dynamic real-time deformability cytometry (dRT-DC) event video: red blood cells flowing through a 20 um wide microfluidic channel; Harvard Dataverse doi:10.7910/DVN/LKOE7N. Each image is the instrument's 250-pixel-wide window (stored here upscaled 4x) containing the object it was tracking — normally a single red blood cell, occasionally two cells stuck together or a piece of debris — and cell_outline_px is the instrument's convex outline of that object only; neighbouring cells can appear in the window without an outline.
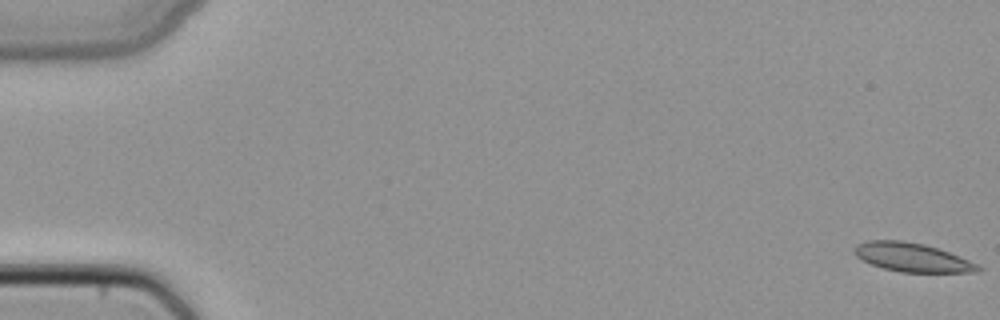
{"species": "common noctule bat (a hibernating species)", "species_latin": "Nyctalus noctula", "temperature_condition": "cold", "stored_images_in_passage": 6, "camera_frame_rate_fps": 3000, "um_per_image_px": 0.085, "animal": {"sex": "female", "body_mass_g": 22.7, "forearm_length_mm": 54.2}, "frame": {"image": 1, "passage_image": 1, "time_ms": 0.0, "image_size_px": [1000, 320], "cell_outline_px": [[984, 268], [980, 272], [900, 272], [884, 268], [872, 264], [856, 256], [852, 252], [852, 248], [856, 244], [868, 240], [904, 240], [924, 244], [960, 256], [980, 264]], "centroid_in_image_um": [77.55, 21.87], "position_along_channel_um": 7.4, "area_um2": 20.92}}
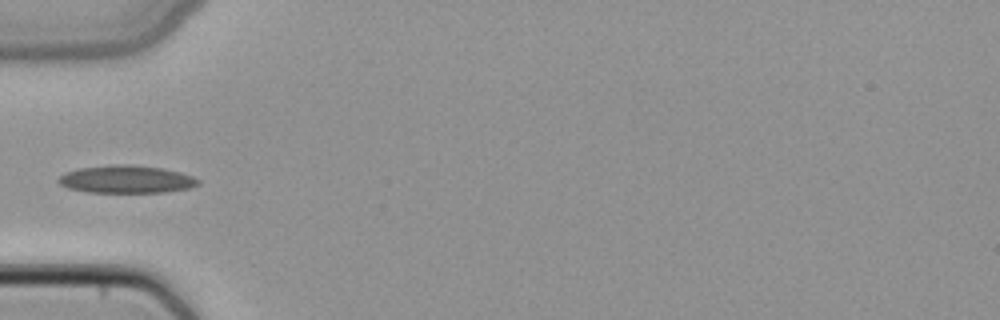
{"frame": {"image": 2, "passage_image": 5, "time_ms": 1.333, "image_size_px": [1000, 320], "cell_outline_px": [[200, 184], [188, 188], [164, 192], [88, 192], [68, 188], [60, 184], [56, 180], [64, 172], [80, 168], [112, 164], [132, 164], [164, 168], [180, 172], [192, 176], [200, 180]], "centroid_in_image_um": [10.73, 15.23], "position_along_channel_um": 74.3, "area_um2": 22.66}}
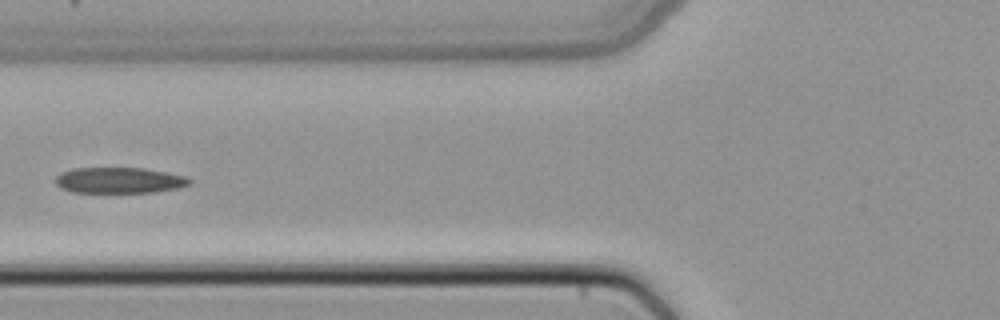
{"frame": {"image": 3, "passage_image": 6, "time_ms": 1.667, "image_size_px": [1000, 320], "cell_outline_px": [[192, 180], [188, 184], [176, 188], [152, 192], [72, 192], [60, 188], [56, 184], [56, 176], [60, 172], [72, 168], [144, 168], [188, 176]], "centroid_in_image_um": [10.11, 15.31], "position_along_channel_um": 115.7, "area_um2": 20.17}}